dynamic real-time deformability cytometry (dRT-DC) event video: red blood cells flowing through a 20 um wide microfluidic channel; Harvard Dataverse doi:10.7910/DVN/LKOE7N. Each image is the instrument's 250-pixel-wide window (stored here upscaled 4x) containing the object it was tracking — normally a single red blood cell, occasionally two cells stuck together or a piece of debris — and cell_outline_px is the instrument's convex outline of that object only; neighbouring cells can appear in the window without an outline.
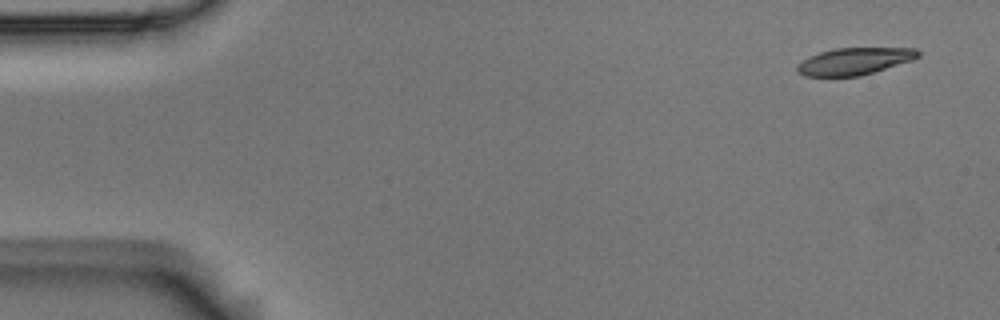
{"species": "Egyptian fruit bat (a non-hibernating species)", "species_latin": "Rousettus aegyptiacus", "temperature_condition": "room temperature", "stored_images_in_passage": 5, "camera_frame_rate_fps": 3000, "um_per_image_px": 0.085, "animal": {"sex": "male"}, "frame": {"image": 1, "passage_image": 1, "time_ms": 0.0, "image_size_px": [1000, 320], "cell_outline_px": [[920, 56], [912, 60], [860, 76], [804, 76], [796, 72], [796, 64], [808, 56], [832, 48], [916, 48], [920, 52]], "centroid_in_image_um": [72.58, 5.2], "position_along_channel_um": 12.4, "area_um2": 19.13}}
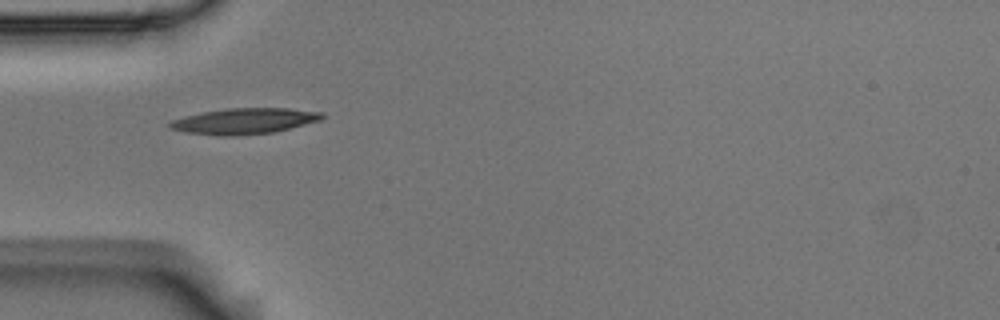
{"frame": {"image": 2, "passage_image": 4, "time_ms": 1.0, "image_size_px": [1000, 320], "cell_outline_px": [[324, 116], [320, 120], [276, 132], [232, 136], [220, 136], [184, 132], [172, 128], [168, 124], [172, 120], [184, 116], [200, 112], [228, 108], [288, 108], [324, 112]], "centroid_in_image_um": [20.78, 10.29], "position_along_channel_um": 64.2, "area_um2": 23.0}}
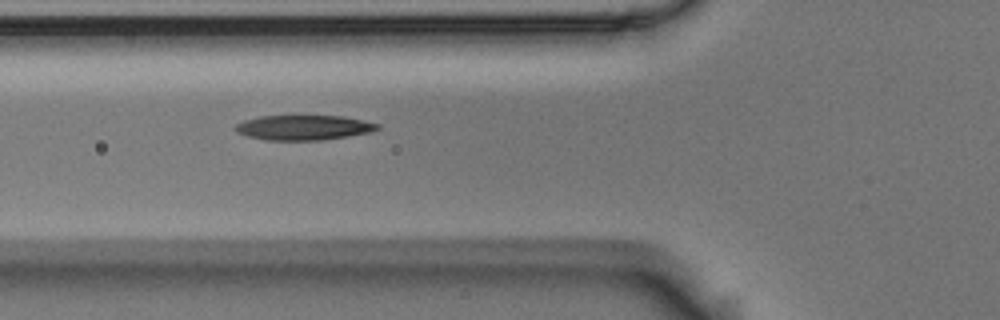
{"frame": {"image": 3, "passage_image": 5, "time_ms": 1.333, "image_size_px": [1000, 320], "cell_outline_px": [[380, 128], [372, 132], [324, 140], [264, 140], [248, 136], [236, 132], [232, 128], [236, 124], [244, 120], [260, 116], [344, 116], [364, 120], [380, 124]], "centroid_in_image_um": [25.82, 10.84], "position_along_channel_um": 100.0, "area_um2": 20.81}}